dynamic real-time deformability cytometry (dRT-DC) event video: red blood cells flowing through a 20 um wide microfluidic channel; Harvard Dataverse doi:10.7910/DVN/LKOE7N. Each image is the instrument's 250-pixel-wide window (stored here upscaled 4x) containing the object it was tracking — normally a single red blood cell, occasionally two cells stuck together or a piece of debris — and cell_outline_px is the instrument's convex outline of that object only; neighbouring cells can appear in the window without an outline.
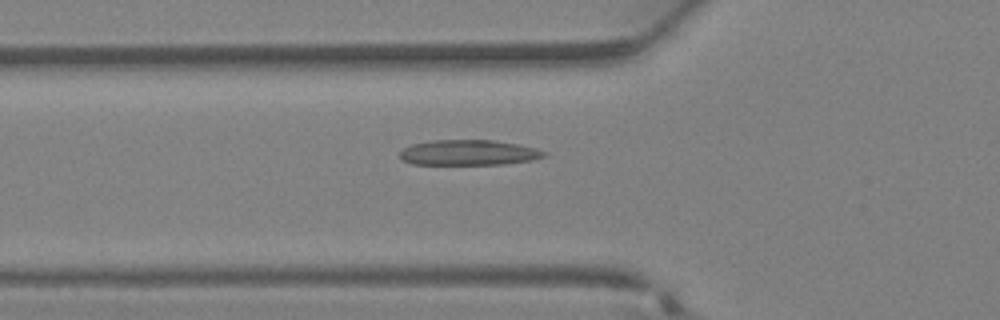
{"species": "Egyptian fruit bat (a non-hibernating species)", "species_latin": "Rousettus aegyptiacus", "temperature_condition": "warm", "stored_images_in_passage": 17, "camera_frame_rate_fps": 3000, "um_per_image_px": 0.085, "animal": {"sex": "female"}, "frame": {"image": 1, "passage_image": 3, "time_ms": 0.667, "image_size_px": [1000, 320], "cell_outline_px": [[548, 156], [532, 160], [504, 164], [412, 164], [400, 160], [400, 152], [404, 148], [412, 144], [432, 140], [492, 140], [516, 144], [536, 148], [548, 152]], "centroid_in_image_um": [39.85, 12.97], "position_along_channel_um": 86.0, "area_um2": 21.39}}
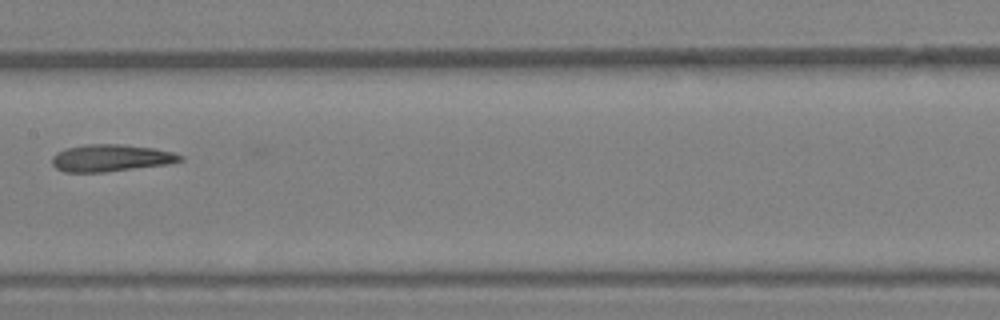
{"frame": {"image": 2, "passage_image": 9, "time_ms": 2.667, "image_size_px": [1000, 320], "cell_outline_px": [[184, 160], [168, 164], [104, 172], [64, 172], [56, 168], [52, 164], [52, 156], [56, 152], [68, 148], [88, 144], [120, 144], [152, 148], [172, 152], [184, 156]], "centroid_in_image_um": [9.42, 13.43], "position_along_channel_um": 198.0, "area_um2": 20.11}}
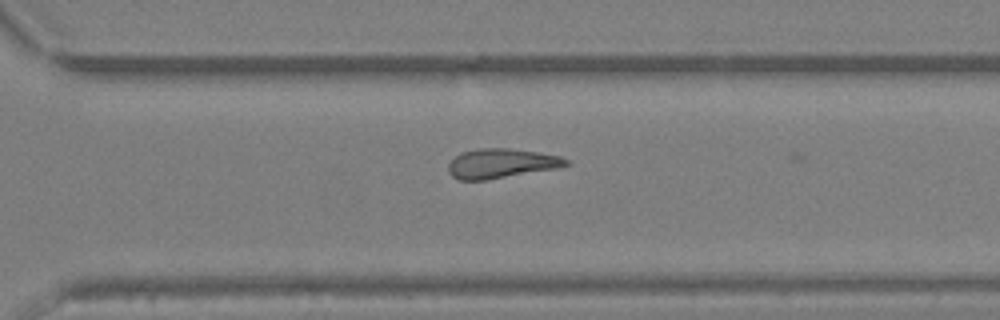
{"frame": {"image": 3, "passage_image": 16, "time_ms": 5.0, "image_size_px": [1000, 320], "cell_outline_px": [[572, 164], [560, 168], [488, 180], [460, 180], [452, 176], [448, 172], [448, 164], [460, 152], [480, 148], [508, 148], [536, 152], [560, 156], [568, 160]], "centroid_in_image_um": [42.63, 13.9], "position_along_channel_um": 328.0, "area_um2": 20.46}}